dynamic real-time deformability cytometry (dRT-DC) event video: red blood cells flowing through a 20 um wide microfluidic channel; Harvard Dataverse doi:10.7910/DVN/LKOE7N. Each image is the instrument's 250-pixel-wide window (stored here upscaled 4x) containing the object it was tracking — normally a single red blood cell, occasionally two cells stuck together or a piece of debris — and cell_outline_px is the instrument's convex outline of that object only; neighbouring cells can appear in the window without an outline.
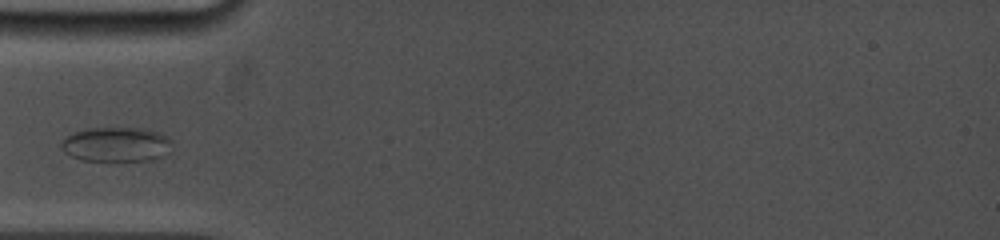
{"species": "common noctule bat (a hibernating species)", "species_latin": "Nyctalus noctula", "temperature_condition": "cold", "stored_images_in_passage": 6, "camera_frame_rate_fps": 5000, "um_per_image_px": 0.085, "animal": {"sex": "female", "body_mass_g": 19.0, "forearm_length_mm": 53.3}, "frame": {"image": 1, "passage_image": 3, "time_ms": 1.0, "image_size_px": [1000, 240], "cell_outline_px": [[172, 140], [168, 156], [152, 160], [80, 160], [64, 152], [60, 148], [60, 144], [64, 136], [72, 132], [88, 128], [144, 128], [160, 132], [168, 136]], "centroid_in_image_um": [9.9, 12.26], "position_along_channel_um": 75.1, "area_um2": 22.77}}